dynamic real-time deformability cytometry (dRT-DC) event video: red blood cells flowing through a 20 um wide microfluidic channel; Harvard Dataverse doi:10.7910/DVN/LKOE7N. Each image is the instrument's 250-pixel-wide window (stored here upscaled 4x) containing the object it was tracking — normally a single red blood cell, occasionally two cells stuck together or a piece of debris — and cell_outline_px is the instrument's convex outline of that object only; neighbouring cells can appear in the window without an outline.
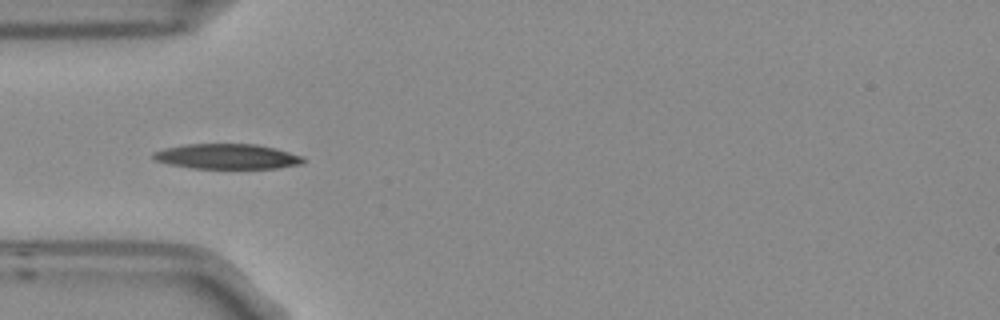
{"species": "Egyptian fruit bat (a non-hibernating species)", "species_latin": "Rousettus aegyptiacus", "temperature_condition": "room temperature", "stored_images_in_passage": 8, "camera_frame_rate_fps": 3000, "um_per_image_px": 0.085, "frame": {"image": 1, "passage_image": 3, "time_ms": 0.667, "image_size_px": [1000, 320], "cell_outline_px": [[304, 164], [276, 168], [192, 168], [168, 164], [156, 160], [152, 156], [152, 152], [164, 148], [184, 144], [256, 144], [276, 148], [304, 156]], "centroid_in_image_um": [19.32, 13.29], "position_along_channel_um": 65.7, "area_um2": 22.08}}
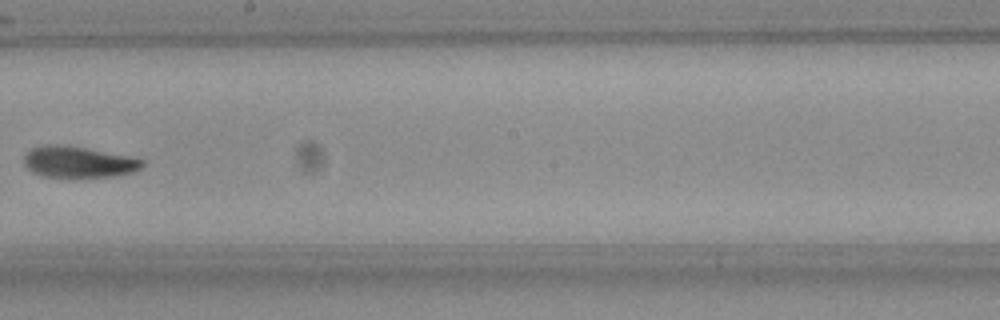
{"frame": {"image": 2, "passage_image": 7, "time_ms": 2.0, "image_size_px": [1000, 320], "cell_outline_px": [[144, 164], [140, 168], [132, 172], [112, 176], [44, 176], [32, 172], [24, 164], [24, 156], [32, 148], [48, 144], [52, 144], [84, 148], [128, 156], [144, 160]], "centroid_in_image_um": [6.65, 13.76], "position_along_channel_um": 241.6, "area_um2": 20.87}}
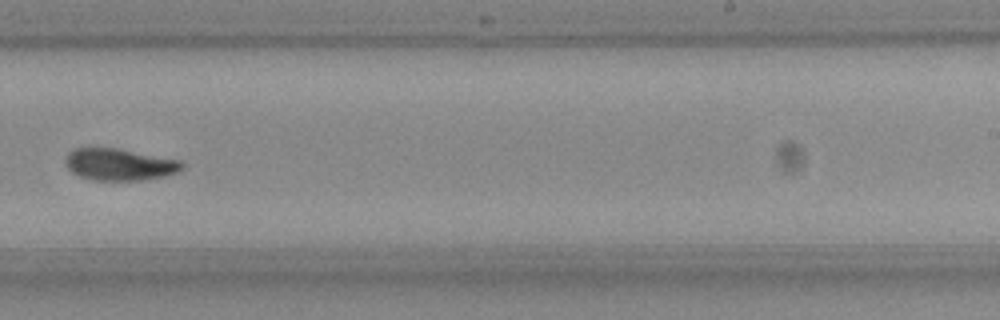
{"frame": {"image": 3, "passage_image": 8, "time_ms": 2.333, "image_size_px": [1000, 320], "cell_outline_px": [[184, 168], [176, 172], [164, 176], [140, 180], [92, 180], [80, 176], [72, 172], [68, 168], [64, 160], [68, 152], [72, 148], [116, 148], [180, 160], [184, 164]], "centroid_in_image_um": [10.13, 13.97], "position_along_channel_um": 278.9, "area_um2": 21.56}}